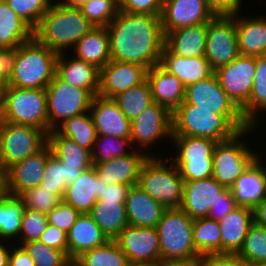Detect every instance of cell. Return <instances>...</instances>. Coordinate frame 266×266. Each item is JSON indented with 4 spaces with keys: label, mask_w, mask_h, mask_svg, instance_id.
<instances>
[{
    "label": "cell",
    "mask_w": 266,
    "mask_h": 266,
    "mask_svg": "<svg viewBox=\"0 0 266 266\" xmlns=\"http://www.w3.org/2000/svg\"><path fill=\"white\" fill-rule=\"evenodd\" d=\"M71 266H81L76 260H71Z\"/></svg>",
    "instance_id": "8c879c8a"
},
{
    "label": "cell",
    "mask_w": 266,
    "mask_h": 266,
    "mask_svg": "<svg viewBox=\"0 0 266 266\" xmlns=\"http://www.w3.org/2000/svg\"><path fill=\"white\" fill-rule=\"evenodd\" d=\"M87 169H78L76 167L66 166L67 185L74 182Z\"/></svg>",
    "instance_id": "003e7915"
},
{
    "label": "cell",
    "mask_w": 266,
    "mask_h": 266,
    "mask_svg": "<svg viewBox=\"0 0 266 266\" xmlns=\"http://www.w3.org/2000/svg\"><path fill=\"white\" fill-rule=\"evenodd\" d=\"M47 133L38 128L0 121V170L4 173L47 144Z\"/></svg>",
    "instance_id": "9c48e42d"
},
{
    "label": "cell",
    "mask_w": 266,
    "mask_h": 266,
    "mask_svg": "<svg viewBox=\"0 0 266 266\" xmlns=\"http://www.w3.org/2000/svg\"><path fill=\"white\" fill-rule=\"evenodd\" d=\"M24 210V202L19 196L6 191L0 194V241L12 244L17 242Z\"/></svg>",
    "instance_id": "d590c367"
},
{
    "label": "cell",
    "mask_w": 266,
    "mask_h": 266,
    "mask_svg": "<svg viewBox=\"0 0 266 266\" xmlns=\"http://www.w3.org/2000/svg\"><path fill=\"white\" fill-rule=\"evenodd\" d=\"M114 240L132 266L155 265L161 261L156 228L128 225Z\"/></svg>",
    "instance_id": "5bb4252c"
},
{
    "label": "cell",
    "mask_w": 266,
    "mask_h": 266,
    "mask_svg": "<svg viewBox=\"0 0 266 266\" xmlns=\"http://www.w3.org/2000/svg\"><path fill=\"white\" fill-rule=\"evenodd\" d=\"M182 104L213 109V112L217 114H242L241 110L220 86L215 73L197 83L188 85L185 89V100Z\"/></svg>",
    "instance_id": "e0dca14e"
},
{
    "label": "cell",
    "mask_w": 266,
    "mask_h": 266,
    "mask_svg": "<svg viewBox=\"0 0 266 266\" xmlns=\"http://www.w3.org/2000/svg\"><path fill=\"white\" fill-rule=\"evenodd\" d=\"M238 49L243 56L266 55V16L236 14Z\"/></svg>",
    "instance_id": "83f0119b"
},
{
    "label": "cell",
    "mask_w": 266,
    "mask_h": 266,
    "mask_svg": "<svg viewBox=\"0 0 266 266\" xmlns=\"http://www.w3.org/2000/svg\"><path fill=\"white\" fill-rule=\"evenodd\" d=\"M236 207H238V204L234 198L233 192L230 188H224L219 193V197L215 204L211 207L208 217L220 221Z\"/></svg>",
    "instance_id": "11a10c76"
},
{
    "label": "cell",
    "mask_w": 266,
    "mask_h": 266,
    "mask_svg": "<svg viewBox=\"0 0 266 266\" xmlns=\"http://www.w3.org/2000/svg\"><path fill=\"white\" fill-rule=\"evenodd\" d=\"M56 75L74 87L87 90L93 97L98 95L100 69L91 63L79 60L72 54L59 53Z\"/></svg>",
    "instance_id": "7402d4cb"
},
{
    "label": "cell",
    "mask_w": 266,
    "mask_h": 266,
    "mask_svg": "<svg viewBox=\"0 0 266 266\" xmlns=\"http://www.w3.org/2000/svg\"><path fill=\"white\" fill-rule=\"evenodd\" d=\"M60 135L73 140L80 147L92 152L98 137L90 112L65 120L55 129Z\"/></svg>",
    "instance_id": "f35d334b"
},
{
    "label": "cell",
    "mask_w": 266,
    "mask_h": 266,
    "mask_svg": "<svg viewBox=\"0 0 266 266\" xmlns=\"http://www.w3.org/2000/svg\"><path fill=\"white\" fill-rule=\"evenodd\" d=\"M17 48H0V89L8 86L13 74Z\"/></svg>",
    "instance_id": "6f0895ef"
},
{
    "label": "cell",
    "mask_w": 266,
    "mask_h": 266,
    "mask_svg": "<svg viewBox=\"0 0 266 266\" xmlns=\"http://www.w3.org/2000/svg\"><path fill=\"white\" fill-rule=\"evenodd\" d=\"M39 186L62 201L67 186L66 165L52 154L47 159L44 176Z\"/></svg>",
    "instance_id": "bcb514c9"
},
{
    "label": "cell",
    "mask_w": 266,
    "mask_h": 266,
    "mask_svg": "<svg viewBox=\"0 0 266 266\" xmlns=\"http://www.w3.org/2000/svg\"><path fill=\"white\" fill-rule=\"evenodd\" d=\"M246 266H266V262H261V263H246Z\"/></svg>",
    "instance_id": "2644e50d"
},
{
    "label": "cell",
    "mask_w": 266,
    "mask_h": 266,
    "mask_svg": "<svg viewBox=\"0 0 266 266\" xmlns=\"http://www.w3.org/2000/svg\"><path fill=\"white\" fill-rule=\"evenodd\" d=\"M149 155L134 149L131 154L113 158L105 163H93L98 176L106 184L137 185L138 177L144 162Z\"/></svg>",
    "instance_id": "44dd1931"
},
{
    "label": "cell",
    "mask_w": 266,
    "mask_h": 266,
    "mask_svg": "<svg viewBox=\"0 0 266 266\" xmlns=\"http://www.w3.org/2000/svg\"><path fill=\"white\" fill-rule=\"evenodd\" d=\"M51 154V149L46 144L35 154L10 166L3 173L4 191L13 196H20L26 190L39 186Z\"/></svg>",
    "instance_id": "9a60e30c"
},
{
    "label": "cell",
    "mask_w": 266,
    "mask_h": 266,
    "mask_svg": "<svg viewBox=\"0 0 266 266\" xmlns=\"http://www.w3.org/2000/svg\"><path fill=\"white\" fill-rule=\"evenodd\" d=\"M10 247L9 266H35L34 260L23 246L11 243Z\"/></svg>",
    "instance_id": "6125c7cd"
},
{
    "label": "cell",
    "mask_w": 266,
    "mask_h": 266,
    "mask_svg": "<svg viewBox=\"0 0 266 266\" xmlns=\"http://www.w3.org/2000/svg\"><path fill=\"white\" fill-rule=\"evenodd\" d=\"M88 215L109 240H114L129 225L125 202L97 200Z\"/></svg>",
    "instance_id": "d6a6232c"
},
{
    "label": "cell",
    "mask_w": 266,
    "mask_h": 266,
    "mask_svg": "<svg viewBox=\"0 0 266 266\" xmlns=\"http://www.w3.org/2000/svg\"><path fill=\"white\" fill-rule=\"evenodd\" d=\"M213 17L205 0H164L160 15L164 35L182 27L207 23Z\"/></svg>",
    "instance_id": "ac0fdd59"
},
{
    "label": "cell",
    "mask_w": 266,
    "mask_h": 266,
    "mask_svg": "<svg viewBox=\"0 0 266 266\" xmlns=\"http://www.w3.org/2000/svg\"><path fill=\"white\" fill-rule=\"evenodd\" d=\"M150 156L142 165L137 185L166 209L180 208L184 180L170 159ZM169 164V165H168Z\"/></svg>",
    "instance_id": "8992f818"
},
{
    "label": "cell",
    "mask_w": 266,
    "mask_h": 266,
    "mask_svg": "<svg viewBox=\"0 0 266 266\" xmlns=\"http://www.w3.org/2000/svg\"><path fill=\"white\" fill-rule=\"evenodd\" d=\"M10 245L11 243L0 241V266H9Z\"/></svg>",
    "instance_id": "03108f58"
},
{
    "label": "cell",
    "mask_w": 266,
    "mask_h": 266,
    "mask_svg": "<svg viewBox=\"0 0 266 266\" xmlns=\"http://www.w3.org/2000/svg\"><path fill=\"white\" fill-rule=\"evenodd\" d=\"M250 125L242 114H217L213 109L181 104L172 113V136L201 137L222 142Z\"/></svg>",
    "instance_id": "7a4b0ae2"
},
{
    "label": "cell",
    "mask_w": 266,
    "mask_h": 266,
    "mask_svg": "<svg viewBox=\"0 0 266 266\" xmlns=\"http://www.w3.org/2000/svg\"><path fill=\"white\" fill-rule=\"evenodd\" d=\"M99 188L100 177L92 166L66 186L62 201L71 205L80 214H88L99 200Z\"/></svg>",
    "instance_id": "f1b7e54d"
},
{
    "label": "cell",
    "mask_w": 266,
    "mask_h": 266,
    "mask_svg": "<svg viewBox=\"0 0 266 266\" xmlns=\"http://www.w3.org/2000/svg\"><path fill=\"white\" fill-rule=\"evenodd\" d=\"M224 187L213 177L184 181L183 198L180 209L191 219L208 217L211 207Z\"/></svg>",
    "instance_id": "ffe728a7"
},
{
    "label": "cell",
    "mask_w": 266,
    "mask_h": 266,
    "mask_svg": "<svg viewBox=\"0 0 266 266\" xmlns=\"http://www.w3.org/2000/svg\"><path fill=\"white\" fill-rule=\"evenodd\" d=\"M0 121L32 126L48 134L46 89L7 86L1 91Z\"/></svg>",
    "instance_id": "5b68a950"
},
{
    "label": "cell",
    "mask_w": 266,
    "mask_h": 266,
    "mask_svg": "<svg viewBox=\"0 0 266 266\" xmlns=\"http://www.w3.org/2000/svg\"><path fill=\"white\" fill-rule=\"evenodd\" d=\"M256 74L248 103L241 109L243 118L256 129L260 126L258 114L266 112V55L256 56ZM259 118V119H258Z\"/></svg>",
    "instance_id": "8d00e7d4"
},
{
    "label": "cell",
    "mask_w": 266,
    "mask_h": 266,
    "mask_svg": "<svg viewBox=\"0 0 266 266\" xmlns=\"http://www.w3.org/2000/svg\"><path fill=\"white\" fill-rule=\"evenodd\" d=\"M35 262V266H68L69 257L60 250L48 247L39 240L22 245Z\"/></svg>",
    "instance_id": "7dc6e473"
},
{
    "label": "cell",
    "mask_w": 266,
    "mask_h": 266,
    "mask_svg": "<svg viewBox=\"0 0 266 266\" xmlns=\"http://www.w3.org/2000/svg\"><path fill=\"white\" fill-rule=\"evenodd\" d=\"M81 266H132L115 240L82 253L75 259Z\"/></svg>",
    "instance_id": "b9f144b4"
},
{
    "label": "cell",
    "mask_w": 266,
    "mask_h": 266,
    "mask_svg": "<svg viewBox=\"0 0 266 266\" xmlns=\"http://www.w3.org/2000/svg\"><path fill=\"white\" fill-rule=\"evenodd\" d=\"M147 68L132 62L110 60L100 69L98 95L113 99L147 79Z\"/></svg>",
    "instance_id": "2e32d148"
},
{
    "label": "cell",
    "mask_w": 266,
    "mask_h": 266,
    "mask_svg": "<svg viewBox=\"0 0 266 266\" xmlns=\"http://www.w3.org/2000/svg\"><path fill=\"white\" fill-rule=\"evenodd\" d=\"M237 255L245 263L266 262V228L253 222Z\"/></svg>",
    "instance_id": "ee69618b"
},
{
    "label": "cell",
    "mask_w": 266,
    "mask_h": 266,
    "mask_svg": "<svg viewBox=\"0 0 266 266\" xmlns=\"http://www.w3.org/2000/svg\"><path fill=\"white\" fill-rule=\"evenodd\" d=\"M129 225L156 228L166 208L138 185L131 186L125 200Z\"/></svg>",
    "instance_id": "484cf974"
},
{
    "label": "cell",
    "mask_w": 266,
    "mask_h": 266,
    "mask_svg": "<svg viewBox=\"0 0 266 266\" xmlns=\"http://www.w3.org/2000/svg\"><path fill=\"white\" fill-rule=\"evenodd\" d=\"M48 103V133L65 120L90 110L93 96L85 89L74 87L57 75L46 88Z\"/></svg>",
    "instance_id": "30bf717a"
},
{
    "label": "cell",
    "mask_w": 266,
    "mask_h": 266,
    "mask_svg": "<svg viewBox=\"0 0 266 266\" xmlns=\"http://www.w3.org/2000/svg\"><path fill=\"white\" fill-rule=\"evenodd\" d=\"M193 219L182 209H166L156 227L161 261L199 260L192 236Z\"/></svg>",
    "instance_id": "ba28073f"
},
{
    "label": "cell",
    "mask_w": 266,
    "mask_h": 266,
    "mask_svg": "<svg viewBox=\"0 0 266 266\" xmlns=\"http://www.w3.org/2000/svg\"><path fill=\"white\" fill-rule=\"evenodd\" d=\"M255 68V56L239 55L230 64L214 71L220 86L240 110L248 103L251 95Z\"/></svg>",
    "instance_id": "4fadbf2b"
},
{
    "label": "cell",
    "mask_w": 266,
    "mask_h": 266,
    "mask_svg": "<svg viewBox=\"0 0 266 266\" xmlns=\"http://www.w3.org/2000/svg\"><path fill=\"white\" fill-rule=\"evenodd\" d=\"M47 225L46 213L25 208L19 239L15 244L22 246L24 243L39 240Z\"/></svg>",
    "instance_id": "681fc988"
},
{
    "label": "cell",
    "mask_w": 266,
    "mask_h": 266,
    "mask_svg": "<svg viewBox=\"0 0 266 266\" xmlns=\"http://www.w3.org/2000/svg\"><path fill=\"white\" fill-rule=\"evenodd\" d=\"M70 52L79 60L91 63L98 69L110 60V39L106 27H94L80 39Z\"/></svg>",
    "instance_id": "1f68e13d"
},
{
    "label": "cell",
    "mask_w": 266,
    "mask_h": 266,
    "mask_svg": "<svg viewBox=\"0 0 266 266\" xmlns=\"http://www.w3.org/2000/svg\"><path fill=\"white\" fill-rule=\"evenodd\" d=\"M172 113L164 106L153 103L139 116L131 121V142L135 149L150 156H158L150 152V148L161 141L171 143ZM164 139V140H162ZM158 141V142H157ZM157 142V143H156ZM151 146V147H150ZM149 150H148V149ZM142 149V150H141ZM146 149V151H145Z\"/></svg>",
    "instance_id": "8fae6325"
},
{
    "label": "cell",
    "mask_w": 266,
    "mask_h": 266,
    "mask_svg": "<svg viewBox=\"0 0 266 266\" xmlns=\"http://www.w3.org/2000/svg\"><path fill=\"white\" fill-rule=\"evenodd\" d=\"M153 101L173 113L185 100L183 83L159 64L147 70Z\"/></svg>",
    "instance_id": "603a6c76"
},
{
    "label": "cell",
    "mask_w": 266,
    "mask_h": 266,
    "mask_svg": "<svg viewBox=\"0 0 266 266\" xmlns=\"http://www.w3.org/2000/svg\"><path fill=\"white\" fill-rule=\"evenodd\" d=\"M243 2L244 0H205L214 16H234L243 11Z\"/></svg>",
    "instance_id": "680465c9"
},
{
    "label": "cell",
    "mask_w": 266,
    "mask_h": 266,
    "mask_svg": "<svg viewBox=\"0 0 266 266\" xmlns=\"http://www.w3.org/2000/svg\"><path fill=\"white\" fill-rule=\"evenodd\" d=\"M137 266H157V264H155V265H137Z\"/></svg>",
    "instance_id": "753ad0ef"
},
{
    "label": "cell",
    "mask_w": 266,
    "mask_h": 266,
    "mask_svg": "<svg viewBox=\"0 0 266 266\" xmlns=\"http://www.w3.org/2000/svg\"><path fill=\"white\" fill-rule=\"evenodd\" d=\"M4 191L3 172L0 170V194Z\"/></svg>",
    "instance_id": "89a4df30"
},
{
    "label": "cell",
    "mask_w": 266,
    "mask_h": 266,
    "mask_svg": "<svg viewBox=\"0 0 266 266\" xmlns=\"http://www.w3.org/2000/svg\"><path fill=\"white\" fill-rule=\"evenodd\" d=\"M94 27H107L120 12L119 0H89L80 8Z\"/></svg>",
    "instance_id": "f6af8a7d"
},
{
    "label": "cell",
    "mask_w": 266,
    "mask_h": 266,
    "mask_svg": "<svg viewBox=\"0 0 266 266\" xmlns=\"http://www.w3.org/2000/svg\"><path fill=\"white\" fill-rule=\"evenodd\" d=\"M39 241L50 248L63 251L68 256L67 233L63 230L48 223Z\"/></svg>",
    "instance_id": "9f6ffc18"
},
{
    "label": "cell",
    "mask_w": 266,
    "mask_h": 266,
    "mask_svg": "<svg viewBox=\"0 0 266 266\" xmlns=\"http://www.w3.org/2000/svg\"><path fill=\"white\" fill-rule=\"evenodd\" d=\"M253 222L266 228V197L257 203L253 208Z\"/></svg>",
    "instance_id": "be15d7a7"
},
{
    "label": "cell",
    "mask_w": 266,
    "mask_h": 266,
    "mask_svg": "<svg viewBox=\"0 0 266 266\" xmlns=\"http://www.w3.org/2000/svg\"><path fill=\"white\" fill-rule=\"evenodd\" d=\"M126 13L161 15L164 0H119Z\"/></svg>",
    "instance_id": "db71d44e"
},
{
    "label": "cell",
    "mask_w": 266,
    "mask_h": 266,
    "mask_svg": "<svg viewBox=\"0 0 266 266\" xmlns=\"http://www.w3.org/2000/svg\"><path fill=\"white\" fill-rule=\"evenodd\" d=\"M129 188L126 184H106L100 178L99 200L125 202Z\"/></svg>",
    "instance_id": "91938a15"
},
{
    "label": "cell",
    "mask_w": 266,
    "mask_h": 266,
    "mask_svg": "<svg viewBox=\"0 0 266 266\" xmlns=\"http://www.w3.org/2000/svg\"><path fill=\"white\" fill-rule=\"evenodd\" d=\"M109 239L88 214H80L67 233L68 257L75 260L82 253L104 245Z\"/></svg>",
    "instance_id": "f546056e"
},
{
    "label": "cell",
    "mask_w": 266,
    "mask_h": 266,
    "mask_svg": "<svg viewBox=\"0 0 266 266\" xmlns=\"http://www.w3.org/2000/svg\"><path fill=\"white\" fill-rule=\"evenodd\" d=\"M240 55L236 33V15L214 16L207 22L205 58L211 68L230 64Z\"/></svg>",
    "instance_id": "7c38bea8"
},
{
    "label": "cell",
    "mask_w": 266,
    "mask_h": 266,
    "mask_svg": "<svg viewBox=\"0 0 266 266\" xmlns=\"http://www.w3.org/2000/svg\"><path fill=\"white\" fill-rule=\"evenodd\" d=\"M9 7L33 29L48 12L54 0H5Z\"/></svg>",
    "instance_id": "c3c4849f"
},
{
    "label": "cell",
    "mask_w": 266,
    "mask_h": 266,
    "mask_svg": "<svg viewBox=\"0 0 266 266\" xmlns=\"http://www.w3.org/2000/svg\"><path fill=\"white\" fill-rule=\"evenodd\" d=\"M19 197L23 200L26 209L37 210L46 214L61 202L56 195L40 186L26 190Z\"/></svg>",
    "instance_id": "f907efd6"
},
{
    "label": "cell",
    "mask_w": 266,
    "mask_h": 266,
    "mask_svg": "<svg viewBox=\"0 0 266 266\" xmlns=\"http://www.w3.org/2000/svg\"><path fill=\"white\" fill-rule=\"evenodd\" d=\"M57 1L64 6L80 9L89 0H57Z\"/></svg>",
    "instance_id": "a7ac6f4b"
},
{
    "label": "cell",
    "mask_w": 266,
    "mask_h": 266,
    "mask_svg": "<svg viewBox=\"0 0 266 266\" xmlns=\"http://www.w3.org/2000/svg\"><path fill=\"white\" fill-rule=\"evenodd\" d=\"M218 222L221 229V254L237 255L253 223L252 208L238 206Z\"/></svg>",
    "instance_id": "4316f807"
},
{
    "label": "cell",
    "mask_w": 266,
    "mask_h": 266,
    "mask_svg": "<svg viewBox=\"0 0 266 266\" xmlns=\"http://www.w3.org/2000/svg\"><path fill=\"white\" fill-rule=\"evenodd\" d=\"M80 213L71 205L61 201L55 208L47 213L48 223L68 233Z\"/></svg>",
    "instance_id": "f5cc1de1"
},
{
    "label": "cell",
    "mask_w": 266,
    "mask_h": 266,
    "mask_svg": "<svg viewBox=\"0 0 266 266\" xmlns=\"http://www.w3.org/2000/svg\"><path fill=\"white\" fill-rule=\"evenodd\" d=\"M207 23L182 27L165 34L164 45L185 58L205 56Z\"/></svg>",
    "instance_id": "4dcf8cb0"
},
{
    "label": "cell",
    "mask_w": 266,
    "mask_h": 266,
    "mask_svg": "<svg viewBox=\"0 0 266 266\" xmlns=\"http://www.w3.org/2000/svg\"><path fill=\"white\" fill-rule=\"evenodd\" d=\"M106 28L111 60L137 63L147 69L160 63L165 42L160 15L120 10Z\"/></svg>",
    "instance_id": "6da1fadb"
},
{
    "label": "cell",
    "mask_w": 266,
    "mask_h": 266,
    "mask_svg": "<svg viewBox=\"0 0 266 266\" xmlns=\"http://www.w3.org/2000/svg\"><path fill=\"white\" fill-rule=\"evenodd\" d=\"M58 53L39 43L34 37L17 47L14 71L8 86L46 89L56 75Z\"/></svg>",
    "instance_id": "277c9868"
},
{
    "label": "cell",
    "mask_w": 266,
    "mask_h": 266,
    "mask_svg": "<svg viewBox=\"0 0 266 266\" xmlns=\"http://www.w3.org/2000/svg\"><path fill=\"white\" fill-rule=\"evenodd\" d=\"M174 155H168L170 160H212L216 141L191 136H172Z\"/></svg>",
    "instance_id": "ab89813d"
},
{
    "label": "cell",
    "mask_w": 266,
    "mask_h": 266,
    "mask_svg": "<svg viewBox=\"0 0 266 266\" xmlns=\"http://www.w3.org/2000/svg\"><path fill=\"white\" fill-rule=\"evenodd\" d=\"M33 38V28L0 0V48H17Z\"/></svg>",
    "instance_id": "836d02e7"
},
{
    "label": "cell",
    "mask_w": 266,
    "mask_h": 266,
    "mask_svg": "<svg viewBox=\"0 0 266 266\" xmlns=\"http://www.w3.org/2000/svg\"><path fill=\"white\" fill-rule=\"evenodd\" d=\"M261 154L231 188L238 206L253 208L266 197L265 160ZM264 162V164H263Z\"/></svg>",
    "instance_id": "cb8c5ba5"
},
{
    "label": "cell",
    "mask_w": 266,
    "mask_h": 266,
    "mask_svg": "<svg viewBox=\"0 0 266 266\" xmlns=\"http://www.w3.org/2000/svg\"><path fill=\"white\" fill-rule=\"evenodd\" d=\"M89 112L98 136L131 138V121L126 118L113 99L94 96Z\"/></svg>",
    "instance_id": "d6986e66"
},
{
    "label": "cell",
    "mask_w": 266,
    "mask_h": 266,
    "mask_svg": "<svg viewBox=\"0 0 266 266\" xmlns=\"http://www.w3.org/2000/svg\"><path fill=\"white\" fill-rule=\"evenodd\" d=\"M113 100L129 121L135 119L154 103L147 79L143 83L116 95Z\"/></svg>",
    "instance_id": "60d3db41"
},
{
    "label": "cell",
    "mask_w": 266,
    "mask_h": 266,
    "mask_svg": "<svg viewBox=\"0 0 266 266\" xmlns=\"http://www.w3.org/2000/svg\"><path fill=\"white\" fill-rule=\"evenodd\" d=\"M178 168L184 181L201 180L212 177V160H170Z\"/></svg>",
    "instance_id": "816d5d0a"
},
{
    "label": "cell",
    "mask_w": 266,
    "mask_h": 266,
    "mask_svg": "<svg viewBox=\"0 0 266 266\" xmlns=\"http://www.w3.org/2000/svg\"><path fill=\"white\" fill-rule=\"evenodd\" d=\"M159 65L172 75H175L185 87L197 83L214 73L205 56L185 58L173 54L165 45Z\"/></svg>",
    "instance_id": "d4e9b609"
},
{
    "label": "cell",
    "mask_w": 266,
    "mask_h": 266,
    "mask_svg": "<svg viewBox=\"0 0 266 266\" xmlns=\"http://www.w3.org/2000/svg\"><path fill=\"white\" fill-rule=\"evenodd\" d=\"M133 151L130 138L98 136L91 153L93 163H105L113 158L131 154Z\"/></svg>",
    "instance_id": "7bdbcfd3"
},
{
    "label": "cell",
    "mask_w": 266,
    "mask_h": 266,
    "mask_svg": "<svg viewBox=\"0 0 266 266\" xmlns=\"http://www.w3.org/2000/svg\"><path fill=\"white\" fill-rule=\"evenodd\" d=\"M192 236L201 257L221 254V229L218 221L209 217L193 219Z\"/></svg>",
    "instance_id": "74e56055"
},
{
    "label": "cell",
    "mask_w": 266,
    "mask_h": 266,
    "mask_svg": "<svg viewBox=\"0 0 266 266\" xmlns=\"http://www.w3.org/2000/svg\"><path fill=\"white\" fill-rule=\"evenodd\" d=\"M47 144L51 149L52 155L66 166L90 169L94 165L91 151L60 135L56 130L48 133Z\"/></svg>",
    "instance_id": "e575fe53"
},
{
    "label": "cell",
    "mask_w": 266,
    "mask_h": 266,
    "mask_svg": "<svg viewBox=\"0 0 266 266\" xmlns=\"http://www.w3.org/2000/svg\"><path fill=\"white\" fill-rule=\"evenodd\" d=\"M94 26L79 8H71L53 1L48 12L33 29V37L56 53L70 54L76 43Z\"/></svg>",
    "instance_id": "3957f363"
},
{
    "label": "cell",
    "mask_w": 266,
    "mask_h": 266,
    "mask_svg": "<svg viewBox=\"0 0 266 266\" xmlns=\"http://www.w3.org/2000/svg\"><path fill=\"white\" fill-rule=\"evenodd\" d=\"M199 266H246L238 255H205L199 259Z\"/></svg>",
    "instance_id": "94428289"
},
{
    "label": "cell",
    "mask_w": 266,
    "mask_h": 266,
    "mask_svg": "<svg viewBox=\"0 0 266 266\" xmlns=\"http://www.w3.org/2000/svg\"><path fill=\"white\" fill-rule=\"evenodd\" d=\"M157 266H199V260L159 261Z\"/></svg>",
    "instance_id": "e7e4bbea"
},
{
    "label": "cell",
    "mask_w": 266,
    "mask_h": 266,
    "mask_svg": "<svg viewBox=\"0 0 266 266\" xmlns=\"http://www.w3.org/2000/svg\"><path fill=\"white\" fill-rule=\"evenodd\" d=\"M255 126L237 132L232 138L217 142L212 156V177L224 188H232L235 181L259 157L260 153L248 144L247 135L254 134ZM245 136V137H244Z\"/></svg>",
    "instance_id": "52a82bcc"
}]
</instances>
